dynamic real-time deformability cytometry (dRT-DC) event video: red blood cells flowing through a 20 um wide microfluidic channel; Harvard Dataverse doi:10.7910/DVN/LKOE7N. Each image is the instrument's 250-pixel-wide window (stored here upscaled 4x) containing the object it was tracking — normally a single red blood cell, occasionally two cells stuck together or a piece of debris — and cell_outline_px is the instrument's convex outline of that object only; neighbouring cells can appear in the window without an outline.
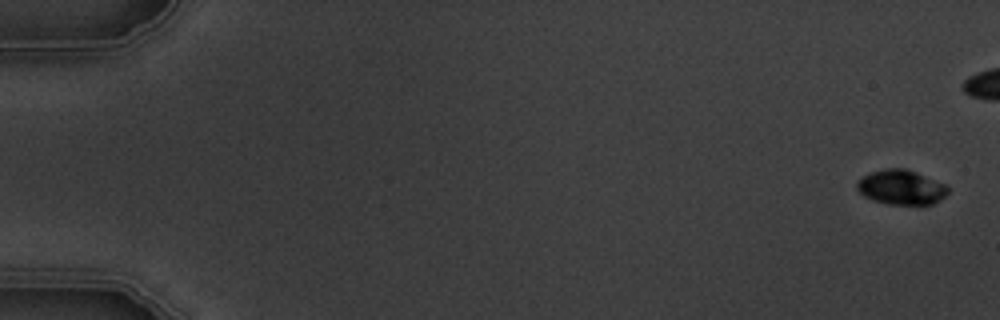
{"species": "common noctule bat (a hibernating species)", "species_latin": "Nyctalus noctula", "temperature_condition": "warm", "stored_images_in_passage": 11, "camera_frame_rate_fps": 3000, "um_per_image_px": 0.085, "animal": {"sex": "male", "body_mass_g": 19.5, "forearm_length_mm": 54.6}, "frame": {"image": 1, "passage_image": 1, "time_ms": 0.0, "image_size_px": [1000, 320], "cell_outline_px": [[948, 192], [940, 200], [932, 204], [888, 204], [872, 200], [864, 196], [856, 188], [856, 180], [872, 172], [884, 168], [904, 168], [916, 172], [944, 184], [948, 188]], "centroid_in_image_um": [76.56, 15.92], "position_along_channel_um": 8.4, "area_um2": 18.26}}